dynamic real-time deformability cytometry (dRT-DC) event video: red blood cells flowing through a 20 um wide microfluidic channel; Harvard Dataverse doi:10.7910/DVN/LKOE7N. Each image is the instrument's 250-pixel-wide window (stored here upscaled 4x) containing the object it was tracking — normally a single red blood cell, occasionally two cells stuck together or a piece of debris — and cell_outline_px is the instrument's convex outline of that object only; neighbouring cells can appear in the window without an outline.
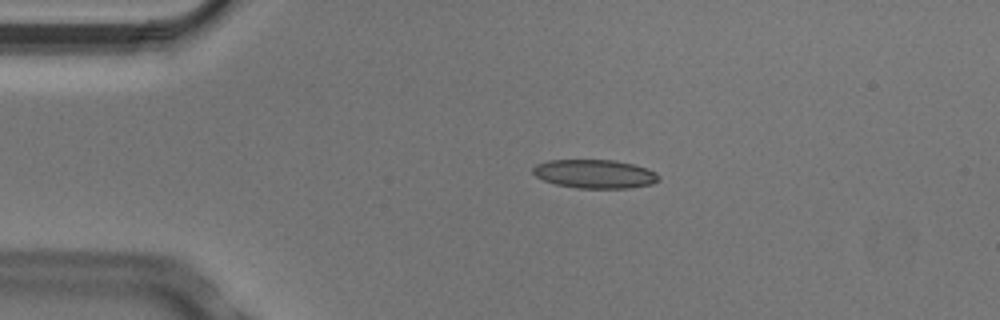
{"species": "Egyptian fruit bat (a non-hibernating species)", "species_latin": "Rousettus aegyptiacus", "temperature_condition": "cold", "stored_images_in_passage": 4, "camera_frame_rate_fps": 3000, "um_per_image_px": 0.085, "animal": {"sex": "male"}, "frame": {"image": 1, "passage_image": 3, "time_ms": 0.667, "image_size_px": [1000, 320], "cell_outline_px": [[660, 180], [652, 184], [628, 188], [576, 188], [556, 184], [544, 180], [536, 176], [532, 172], [532, 168], [536, 164], [548, 160], [616, 160], [648, 168], [656, 172], [660, 176]], "centroid_in_image_um": [50.57, 14.78], "position_along_channel_um": 34.4, "area_um2": 21.15}}